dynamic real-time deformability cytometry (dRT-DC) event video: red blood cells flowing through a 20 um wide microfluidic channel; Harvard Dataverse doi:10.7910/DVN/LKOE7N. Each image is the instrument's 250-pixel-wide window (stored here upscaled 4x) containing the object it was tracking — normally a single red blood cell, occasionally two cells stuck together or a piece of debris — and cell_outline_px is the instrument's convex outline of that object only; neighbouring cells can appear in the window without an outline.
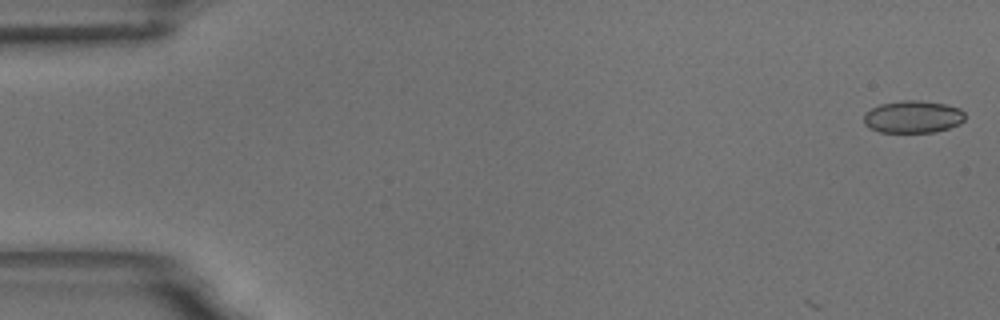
{"species": "common noctule bat (a hibernating species)", "species_latin": "Nyctalus noctula", "temperature_condition": "room temperature", "stored_images_in_passage": 42, "camera_frame_rate_fps": 3000, "um_per_image_px": 0.085, "animal": {"sex": "male", "body_mass_g": 18.8}, "frame": {"image": 1, "passage_image": 1, "time_ms": 0.0, "image_size_px": [1000, 320], "cell_outline_px": [[964, 120], [960, 124], [936, 132], [880, 132], [868, 128], [864, 124], [864, 112], [880, 104], [900, 100], [920, 100], [944, 104], [960, 108], [964, 112]], "centroid_in_image_um": [77.58, 9.93], "position_along_channel_um": 7.4, "area_um2": 19.25}}
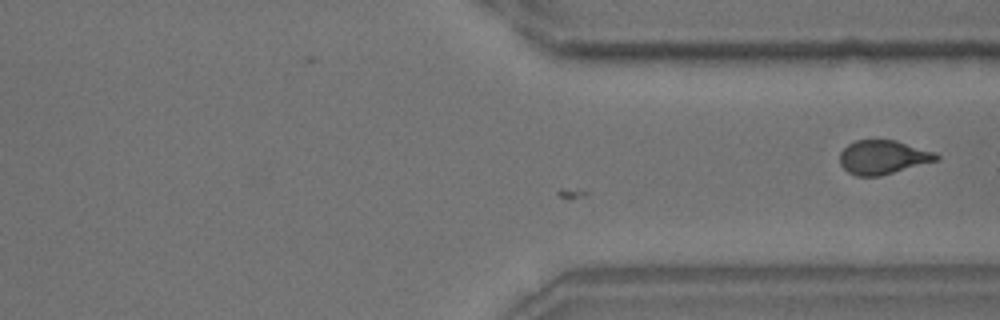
{"frame": {"image": 2, "passage_image": 42, "time_ms": 13.667, "image_size_px": [1000, 320], "cell_outline_px": [[940, 160], [880, 176], [856, 176], [848, 172], [840, 164], [840, 152], [848, 144], [856, 140], [896, 140], [936, 152], [940, 156]], "centroid_in_image_um": [75.09, 13.36], "position_along_channel_um": 336.3, "area_um2": 19.25}}